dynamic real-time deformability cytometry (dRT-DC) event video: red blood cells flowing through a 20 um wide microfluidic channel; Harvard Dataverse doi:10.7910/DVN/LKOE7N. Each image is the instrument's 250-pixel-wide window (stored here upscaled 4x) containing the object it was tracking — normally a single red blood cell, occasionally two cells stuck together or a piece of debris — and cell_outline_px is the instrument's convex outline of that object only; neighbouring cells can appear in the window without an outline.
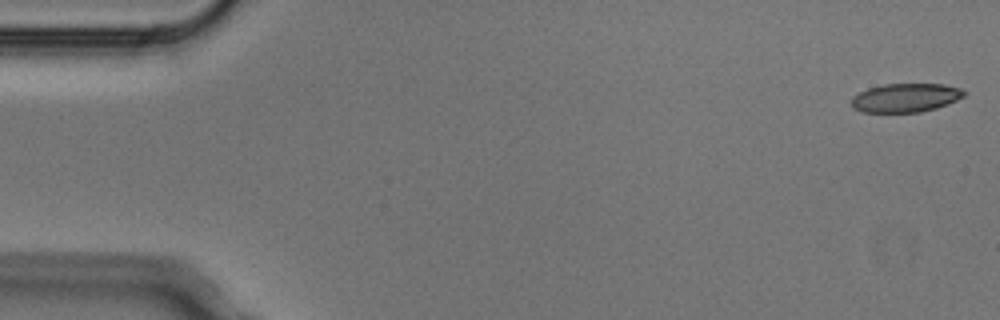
{"species": "Egyptian fruit bat (a non-hibernating species)", "species_latin": "Rousettus aegyptiacus", "temperature_condition": "cold", "stored_images_in_passage": 5, "camera_frame_rate_fps": 3000, "um_per_image_px": 0.085, "animal": {"sex": "male"}, "frame": {"image": 1, "passage_image": 1, "time_ms": 0.0, "image_size_px": [1000, 320], "cell_outline_px": [[968, 92], [964, 96], [948, 104], [936, 108], [920, 112], [860, 112], [852, 108], [852, 96], [868, 88], [884, 84], [944, 84], [960, 88]], "centroid_in_image_um": [76.98, 8.31], "position_along_channel_um": 8.0, "area_um2": 18.96}}
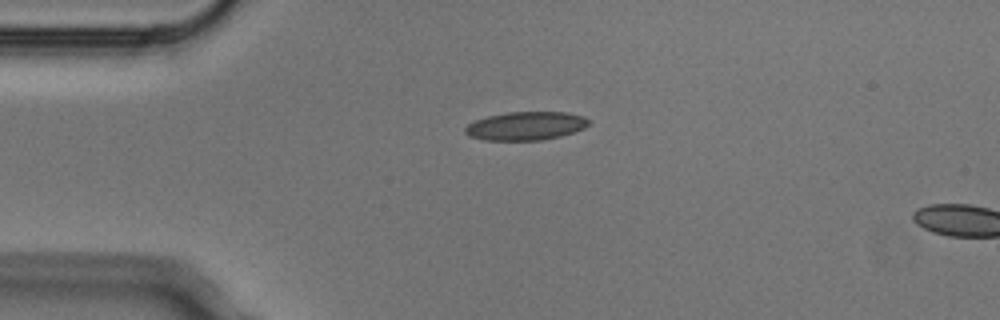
{"frame": {"image": 2, "passage_image": 4, "time_ms": 1.0, "image_size_px": [1000, 320], "cell_outline_px": [[588, 124], [584, 128], [560, 136], [544, 140], [484, 140], [468, 136], [464, 132], [464, 128], [468, 124], [476, 120], [488, 116], [508, 112], [568, 112], [584, 116], [588, 120]], "centroid_in_image_um": [44.67, 10.7], "position_along_channel_um": 40.3, "area_um2": 20.46}}